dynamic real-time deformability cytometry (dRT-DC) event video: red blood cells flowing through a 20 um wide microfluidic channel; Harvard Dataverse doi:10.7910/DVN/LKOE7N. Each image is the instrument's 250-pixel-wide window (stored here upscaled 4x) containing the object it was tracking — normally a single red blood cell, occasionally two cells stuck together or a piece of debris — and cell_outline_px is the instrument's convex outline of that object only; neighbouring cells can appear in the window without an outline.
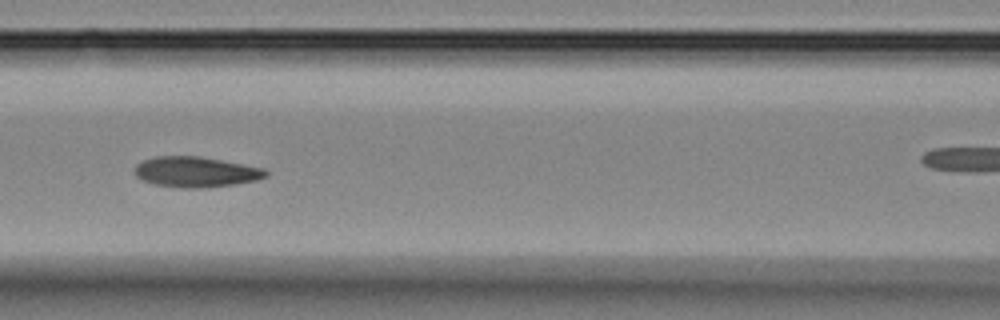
{"species": "Egyptian fruit bat (a non-hibernating species)", "species_latin": "Rousettus aegyptiacus", "temperature_condition": "room temperature", "stored_images_in_passage": 8, "camera_frame_rate_fps": 3000, "um_per_image_px": 0.085, "animal": {"sex": "female"}, "frame": {"image": 1, "passage_image": 5, "time_ms": 4.667, "image_size_px": [1000, 320], "cell_outline_px": [[268, 176], [256, 180], [236, 184], [204, 188], [180, 188], [152, 184], [136, 176], [136, 164], [144, 160], [156, 156], [200, 156], [264, 168], [268, 172]], "centroid_in_image_um": [16.66, 14.62], "position_along_channel_um": 149.9, "area_um2": 23.29}}
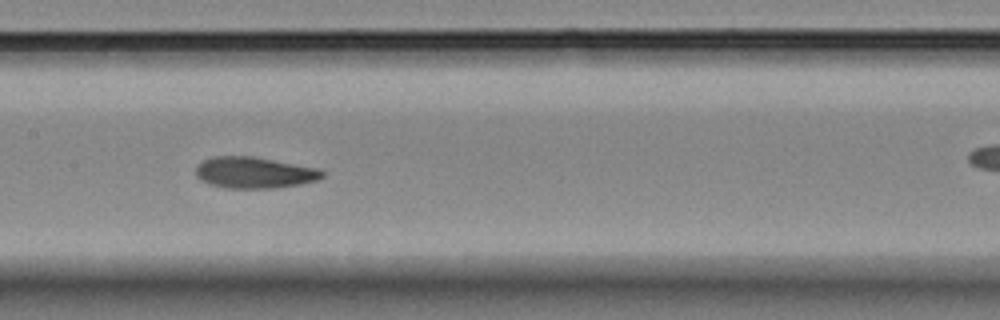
{"frame": {"image": 2, "passage_image": 6, "time_ms": 5.667, "image_size_px": [1000, 320], "cell_outline_px": [[324, 176], [316, 180], [300, 184], [276, 188], [224, 188], [208, 184], [200, 180], [196, 176], [196, 164], [212, 156], [252, 156], [320, 168], [324, 172]], "centroid_in_image_um": [21.59, 14.67], "position_along_channel_um": 185.8, "area_um2": 23.29}}
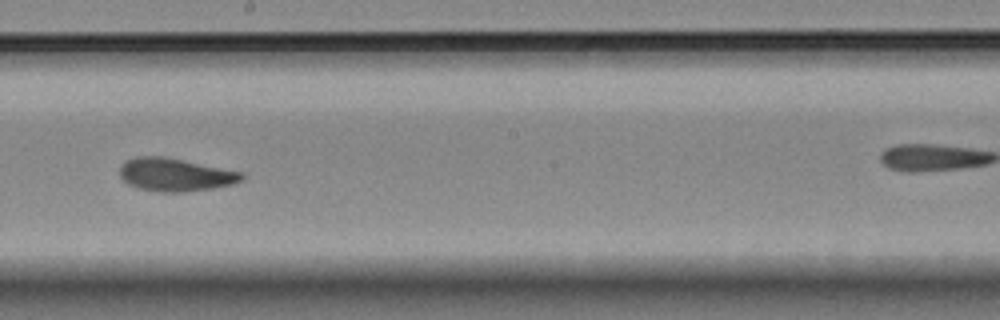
{"frame": {"image": 3, "passage_image": 7, "time_ms": 7.0, "image_size_px": [1000, 320], "cell_outline_px": [[244, 180], [232, 184], [212, 188], [184, 192], [160, 192], [136, 188], [128, 184], [120, 176], [120, 164], [136, 156], [164, 156], [244, 172]], "centroid_in_image_um": [14.9, 14.85], "position_along_channel_um": 233.3, "area_um2": 23.64}}